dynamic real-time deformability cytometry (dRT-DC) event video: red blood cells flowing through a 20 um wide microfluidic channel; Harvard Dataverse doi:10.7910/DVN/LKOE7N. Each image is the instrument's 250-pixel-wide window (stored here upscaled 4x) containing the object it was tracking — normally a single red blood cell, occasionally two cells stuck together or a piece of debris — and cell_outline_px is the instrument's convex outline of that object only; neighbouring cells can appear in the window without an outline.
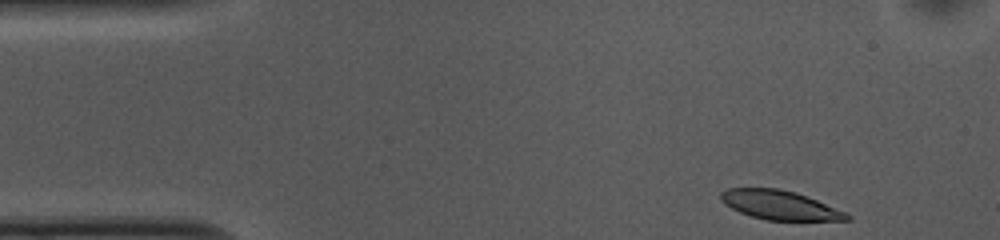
{"species": "common noctule bat (a hibernating species)", "species_latin": "Nyctalus noctula", "temperature_condition": "cold", "stored_images_in_passage": 41, "camera_frame_rate_fps": 3000, "um_per_image_px": 0.085, "animal": {"sex": "female", "body_mass_g": 10.0, "forearm_length_mm": 53.1}, "frame": {"image": 1, "passage_image": 1, "time_ms": 0.0, "image_size_px": [1000, 240], "cell_outline_px": [[852, 220], [768, 220], [752, 216], [740, 212], [724, 204], [720, 200], [720, 192], [728, 188], [780, 188], [796, 192], [848, 212], [852, 216]], "centroid_in_image_um": [66.31, 17.42], "position_along_channel_um": 18.7, "area_um2": 21.5}}
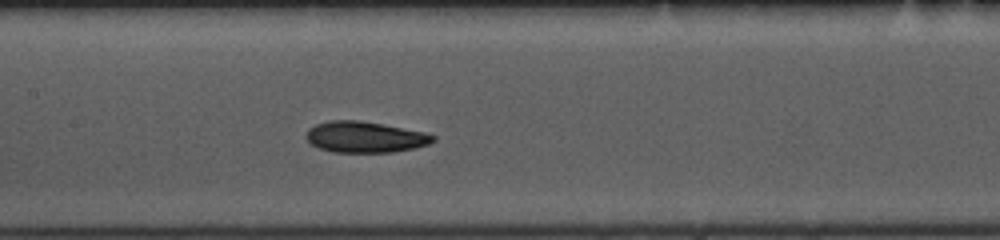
{"frame": {"image": 2, "passage_image": 20, "time_ms": 6.333, "image_size_px": [1000, 240], "cell_outline_px": [[436, 140], [428, 144], [416, 148], [392, 152], [332, 152], [320, 148], [312, 144], [304, 136], [308, 128], [316, 124], [328, 120], [360, 120], [384, 124], [424, 132], [436, 136]], "centroid_in_image_um": [31.02, 11.64], "position_along_channel_um": 176.4, "area_um2": 23.12}}
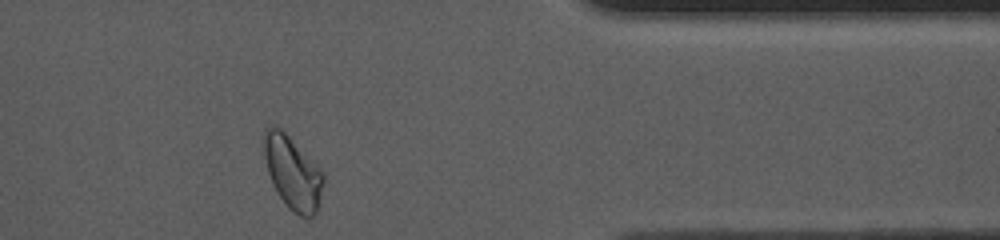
{"frame": {"image": 3, "passage_image": 39, "time_ms": 12.667, "image_size_px": [1000, 240], "cell_outline_px": [[324, 184], [320, 204], [316, 212], [312, 216], [300, 216], [288, 208], [272, 184], [268, 172], [260, 144], [260, 140], [264, 128], [272, 124], [280, 128], [320, 168], [324, 176]], "centroid_in_image_um": [24.83, 14.63], "position_along_channel_um": 386.6, "area_um2": 25.66}, "authors_computed_cell_mechanics": {"area_um2": 23.2934, "velocity_mm_per_s": 3.6638, "shape_relaxation_time_tau1_ms": 2.8766, "shape_relaxation_time_tau2_ms": 3.4098, "deformation_change_tau1": 0.1056, "deformation_change_tau2": 0.0865}}